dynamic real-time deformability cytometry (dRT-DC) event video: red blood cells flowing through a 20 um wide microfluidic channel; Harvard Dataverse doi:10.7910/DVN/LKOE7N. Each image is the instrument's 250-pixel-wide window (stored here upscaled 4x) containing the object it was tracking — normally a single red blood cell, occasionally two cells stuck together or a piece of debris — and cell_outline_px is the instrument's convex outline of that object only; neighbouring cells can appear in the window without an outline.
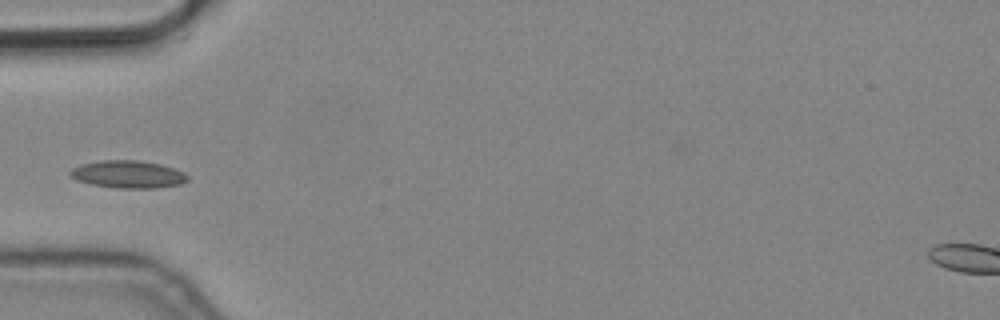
{"species": "common noctule bat (a hibernating species)", "species_latin": "Nyctalus noctula", "temperature_condition": "cold", "stored_images_in_passage": 7, "camera_frame_rate_fps": 3000, "um_per_image_px": 0.085, "animal": {"sex": "male", "body_mass_g": 19.2, "forearm_length_mm": 51.8}, "frame": {"image": 1, "passage_image": 4, "time_ms": 1.0, "image_size_px": [1000, 320], "cell_outline_px": [[188, 180], [180, 184], [156, 188], [116, 188], [92, 184], [76, 180], [68, 176], [68, 172], [72, 168], [84, 164], [100, 160], [136, 160], [160, 164], [184, 172], [188, 176]], "centroid_in_image_um": [10.86, 14.82], "position_along_channel_um": 74.1, "area_um2": 18.79}}
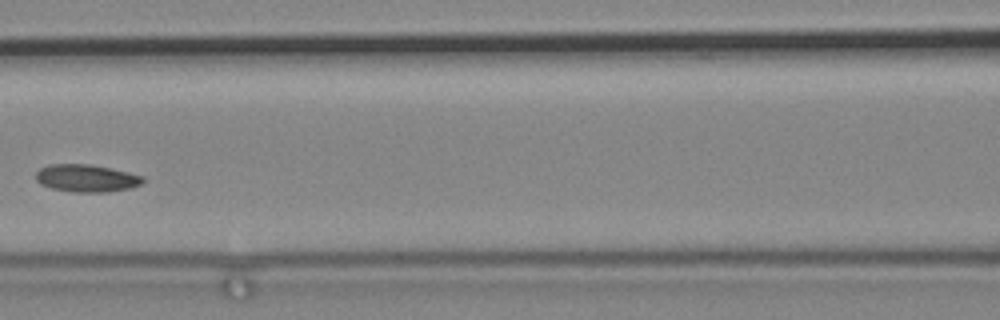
{"frame": {"image": 2, "passage_image": 6, "time_ms": 1.667, "image_size_px": [1000, 320], "cell_outline_px": [[144, 180], [140, 184], [132, 188], [108, 192], [72, 192], [52, 188], [40, 184], [36, 180], [36, 172], [40, 168], [48, 164], [88, 164], [128, 172], [144, 176]], "centroid_in_image_um": [7.34, 15.15], "position_along_channel_um": 159.3, "area_um2": 17.17}}
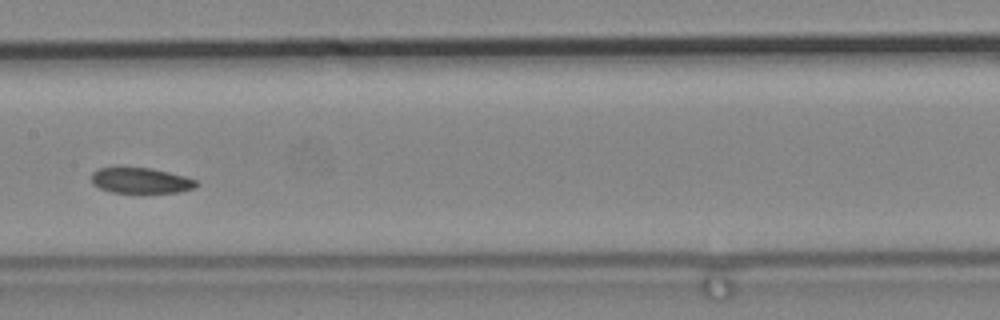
{"frame": {"image": 3, "passage_image": 7, "time_ms": 2.0, "image_size_px": [1000, 320], "cell_outline_px": [[200, 184], [196, 188], [180, 192], [112, 192], [100, 188], [92, 184], [92, 172], [96, 168], [116, 164], [148, 168], [168, 172], [184, 176], [196, 180]], "centroid_in_image_um": [11.9, 15.29], "position_along_channel_um": 195.5, "area_um2": 16.24}}